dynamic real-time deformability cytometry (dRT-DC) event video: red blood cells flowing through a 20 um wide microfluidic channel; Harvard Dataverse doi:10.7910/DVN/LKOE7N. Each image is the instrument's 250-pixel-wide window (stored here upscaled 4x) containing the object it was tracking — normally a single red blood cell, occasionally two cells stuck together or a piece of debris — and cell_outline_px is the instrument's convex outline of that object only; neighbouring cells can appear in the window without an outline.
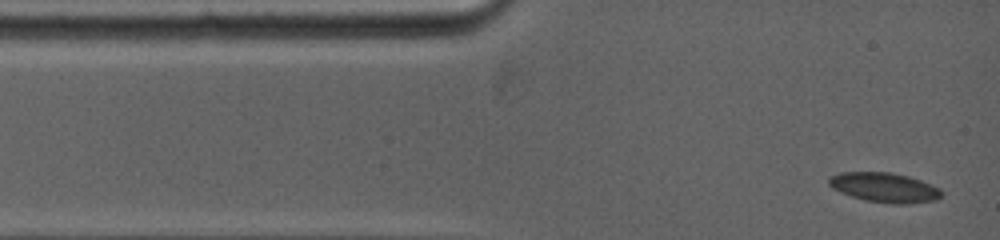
{"species": "common noctule bat (a hibernating species)", "species_latin": "Nyctalus noctula", "temperature_condition": "warm", "stored_images_in_passage": 25, "camera_frame_rate_fps": 5000, "um_per_image_px": 0.085, "animal": {"sex": "female", "body_mass_g": 19.0, "forearm_length_mm": 53.3}, "frame": {"image": 1, "passage_image": 1, "time_ms": 0.0, "image_size_px": [1000, 240], "cell_outline_px": [[944, 192], [936, 200], [904, 204], [892, 204], [864, 200], [840, 192], [832, 188], [828, 184], [828, 176], [840, 172], [888, 172], [908, 176], [920, 180], [940, 188]], "centroid_in_image_um": [75.15, 15.93], "position_along_channel_um": 9.8, "area_um2": 19.54}}
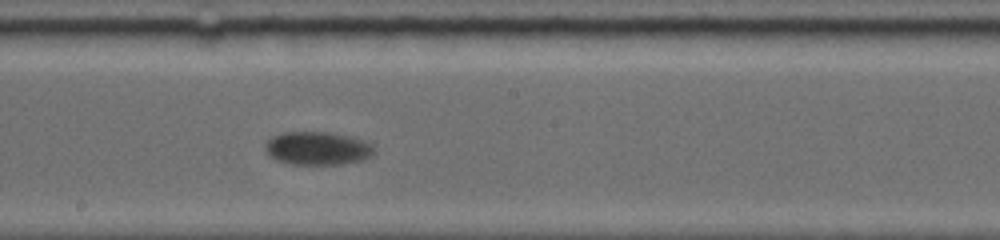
{"frame": {"image": 2, "passage_image": 15, "time_ms": 7.0, "image_size_px": [1000, 240], "cell_outline_px": [[376, 152], [364, 160], [340, 164], [288, 164], [276, 160], [268, 156], [264, 152], [264, 144], [272, 136], [284, 132], [324, 132], [348, 136], [372, 144], [376, 148]], "centroid_in_image_um": [26.95, 12.62], "position_along_channel_um": 221.3, "area_um2": 21.27}}
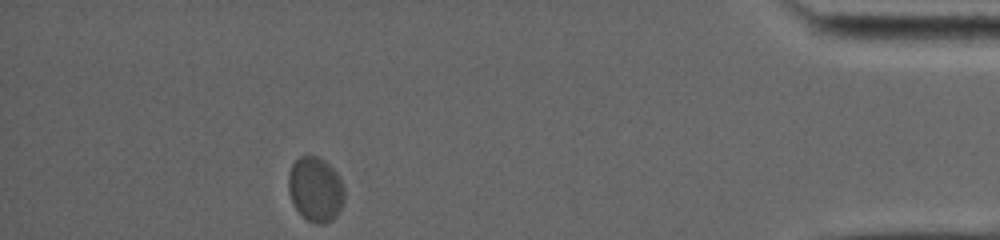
{"frame": {"image": 3, "passage_image": 25, "time_ms": 14.0, "image_size_px": [1000, 240], "cell_outline_px": [[344, 200], [336, 216], [332, 220], [324, 224], [316, 224], [308, 220], [296, 208], [288, 192], [288, 172], [292, 164], [300, 156], [316, 156], [324, 160], [340, 176], [344, 184]], "centroid_in_image_um": [26.82, 16.08], "position_along_channel_um": 408.4, "area_um2": 21.15}, "authors_computed_cell_mechanics": {"area_um2": 20.4612, "velocity_mm_per_s": 3.609, "shape_relaxation_time_tau1_ms": 2.8102, "shape_relaxation_time_tau2_ms": null, "deformation_change_tau1": 0.0566, "deformation_change_tau2": null}}